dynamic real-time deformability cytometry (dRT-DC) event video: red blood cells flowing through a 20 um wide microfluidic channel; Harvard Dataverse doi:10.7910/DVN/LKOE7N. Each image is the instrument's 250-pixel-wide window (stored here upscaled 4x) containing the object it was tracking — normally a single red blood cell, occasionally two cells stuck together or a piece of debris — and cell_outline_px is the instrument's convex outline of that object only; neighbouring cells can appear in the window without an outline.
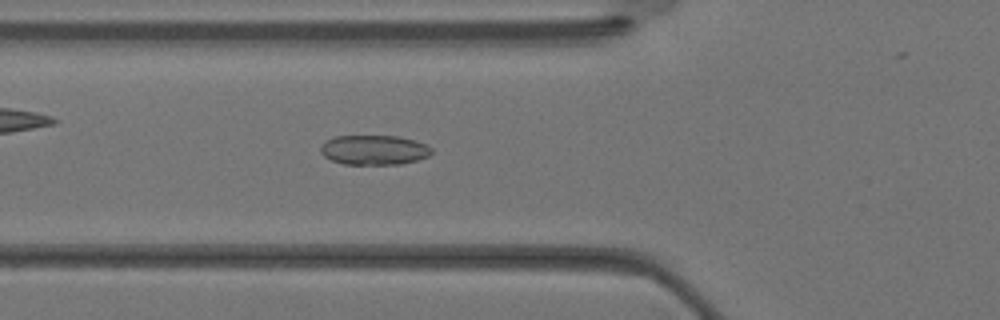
{"species": "Egyptian fruit bat (a non-hibernating species)", "species_latin": "Rousettus aegyptiacus", "temperature_condition": "warm", "stored_images_in_passage": 28, "camera_frame_rate_fps": 3000, "um_per_image_px": 0.085, "animal": {"sex": "female"}, "frame": {"image": 1, "passage_image": 5, "time_ms": 1.333, "image_size_px": [1000, 320], "cell_outline_px": [[432, 152], [428, 156], [416, 160], [400, 164], [344, 164], [332, 160], [324, 156], [320, 152], [320, 148], [328, 140], [336, 136], [396, 136], [412, 140], [424, 144], [432, 148]], "centroid_in_image_um": [31.79, 12.75], "position_along_channel_um": 94.0, "area_um2": 18.9}}
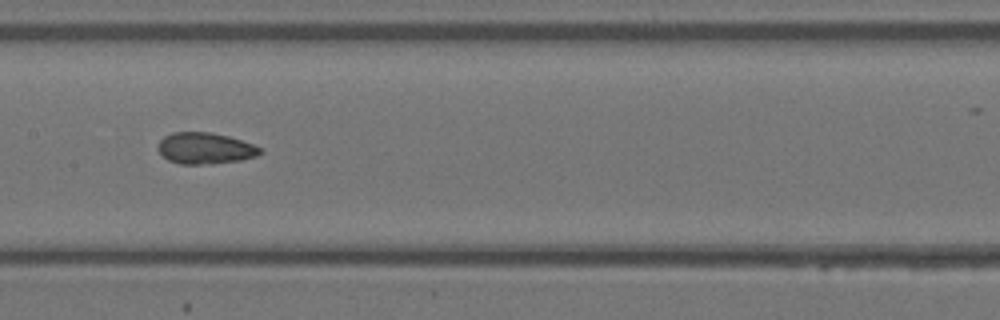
{"frame": {"image": 2, "passage_image": 10, "time_ms": 3.0, "image_size_px": [1000, 320], "cell_outline_px": [[264, 152], [256, 156], [240, 160], [212, 164], [180, 164], [168, 160], [156, 148], [160, 140], [164, 136], [172, 132], [212, 132], [228, 136], [252, 144], [260, 148]], "centroid_in_image_um": [17.42, 12.6], "position_along_channel_um": 190.0, "area_um2": 18.67}}
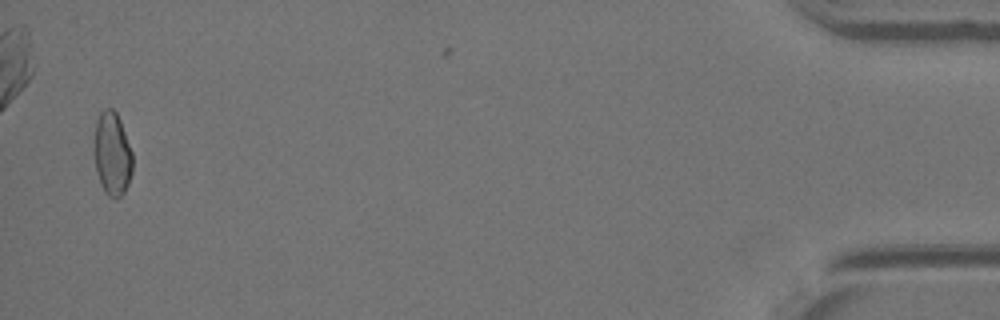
{"frame": {"image": 3, "passage_image": 27, "time_ms": 8.667, "image_size_px": [1000, 320], "cell_outline_px": [[132, 172], [128, 184], [124, 192], [116, 200], [108, 196], [104, 192], [100, 184], [96, 172], [96, 120], [100, 112], [104, 108], [112, 108], [116, 112], [120, 120], [132, 152]], "centroid_in_image_um": [9.56, 13.11], "position_along_channel_um": 425.6, "area_um2": 18.44}}